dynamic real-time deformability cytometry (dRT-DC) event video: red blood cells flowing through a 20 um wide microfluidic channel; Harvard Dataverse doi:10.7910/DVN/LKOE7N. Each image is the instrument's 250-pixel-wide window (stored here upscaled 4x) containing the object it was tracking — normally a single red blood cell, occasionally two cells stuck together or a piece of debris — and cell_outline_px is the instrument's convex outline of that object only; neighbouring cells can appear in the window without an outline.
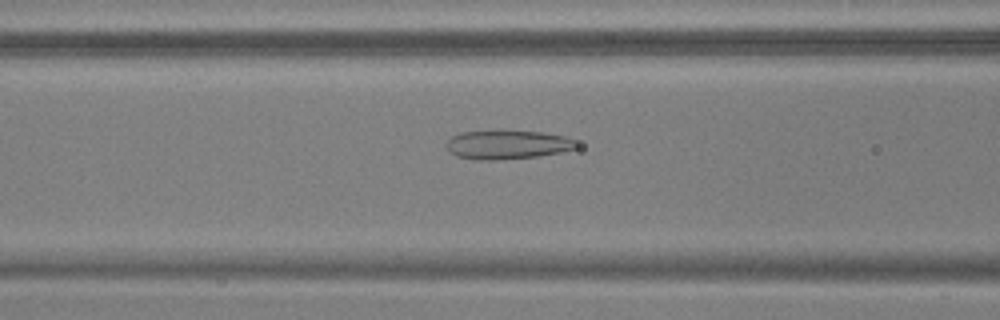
{"species": "common noctule bat (a hibernating species)", "species_latin": "Nyctalus noctula", "temperature_condition": "warm", "stored_images_in_passage": 36, "camera_frame_rate_fps": 3000, "um_per_image_px": 0.085, "animal": {"sex": "male", "body_mass_g": 17.9, "forearm_length_mm": 54.2}, "frame": {"image": 1, "passage_image": 8, "time_ms": 2.333, "image_size_px": [1000, 320], "cell_outline_px": [[580, 148], [540, 156], [496, 160], [476, 160], [456, 156], [444, 144], [452, 136], [460, 132], [500, 128], [544, 132], [564, 136], [576, 140]], "centroid_in_image_um": [43.14, 12.25], "position_along_channel_um": 123.5, "area_um2": 22.89}}
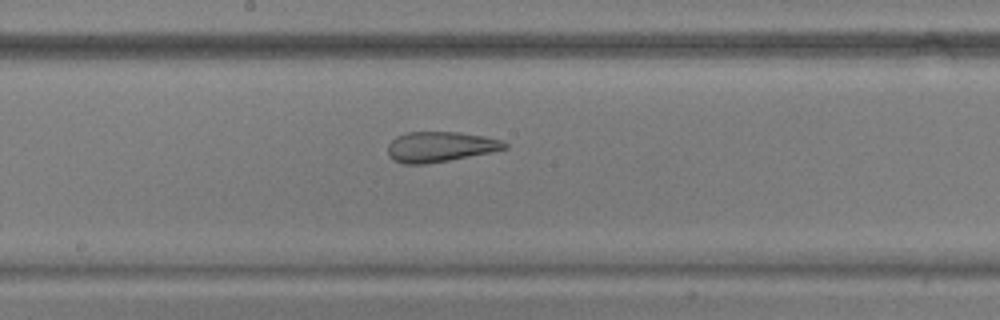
{"frame": {"image": 2, "passage_image": 15, "time_ms": 4.667, "image_size_px": [1000, 320], "cell_outline_px": [[508, 148], [492, 152], [448, 160], [424, 164], [404, 164], [392, 160], [388, 156], [388, 144], [396, 136], [408, 132], [460, 132], [484, 136], [504, 140], [508, 144]], "centroid_in_image_um": [37.42, 12.47], "position_along_channel_um": 210.8, "area_um2": 20.75}}
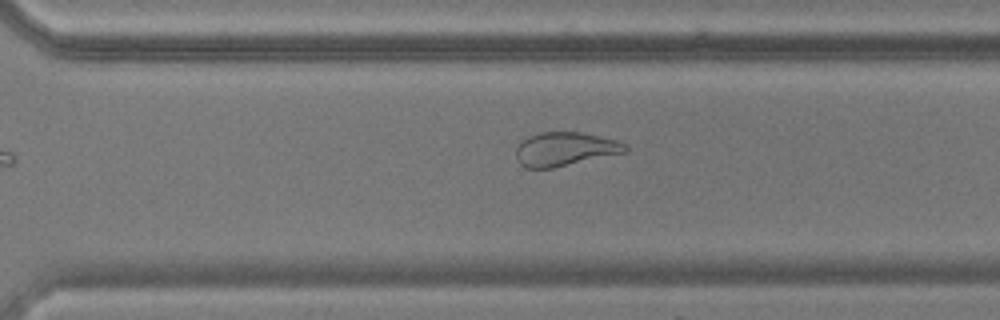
{"frame": {"image": 3, "passage_image": 24, "time_ms": 7.667, "image_size_px": [1000, 320], "cell_outline_px": [[628, 152], [552, 168], [528, 168], [520, 164], [516, 156], [516, 144], [528, 136], [540, 132], [580, 132], [616, 140], [628, 144]], "centroid_in_image_um": [48.03, 12.67], "position_along_channel_um": 322.6, "area_um2": 21.62}, "authors_computed_cell_mechanics": {"area_um2": 22.3975, "velocity_mm_per_s": 3.7351, "shape_relaxation_time_tau1_ms": null, "shape_relaxation_time_tau2_ms": 1.6205, "deformation_change_tau1": null, "deformation_change_tau2": 0.0948}}